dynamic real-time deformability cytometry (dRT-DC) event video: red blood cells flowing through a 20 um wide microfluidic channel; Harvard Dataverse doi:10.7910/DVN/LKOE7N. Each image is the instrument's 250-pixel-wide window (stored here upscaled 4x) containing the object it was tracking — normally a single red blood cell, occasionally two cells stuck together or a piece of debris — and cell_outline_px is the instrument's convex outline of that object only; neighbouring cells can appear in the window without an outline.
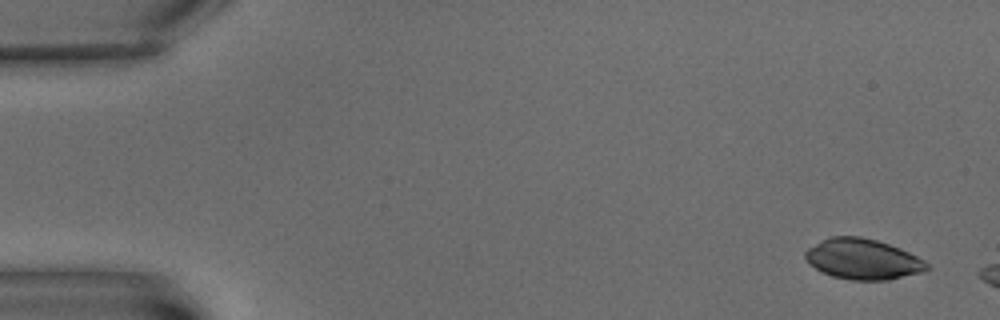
{"species": "common noctule bat (a hibernating species)", "species_latin": "Nyctalus noctula", "temperature_condition": "warm", "stored_images_in_passage": 3, "camera_frame_rate_fps": 3000, "um_per_image_px": 0.085, "animal": {"sex": "male", "body_mass_g": 15.6}, "frame": {"image": 1, "passage_image": 1, "time_ms": 0.0, "image_size_px": [1000, 320], "cell_outline_px": [[932, 268], [920, 272], [888, 280], [852, 280], [832, 276], [816, 268], [804, 256], [804, 252], [808, 248], [832, 236], [860, 236], [876, 240], [900, 248], [924, 260]], "centroid_in_image_um": [73.37, 22.03], "position_along_channel_um": 11.6, "area_um2": 28.32}}